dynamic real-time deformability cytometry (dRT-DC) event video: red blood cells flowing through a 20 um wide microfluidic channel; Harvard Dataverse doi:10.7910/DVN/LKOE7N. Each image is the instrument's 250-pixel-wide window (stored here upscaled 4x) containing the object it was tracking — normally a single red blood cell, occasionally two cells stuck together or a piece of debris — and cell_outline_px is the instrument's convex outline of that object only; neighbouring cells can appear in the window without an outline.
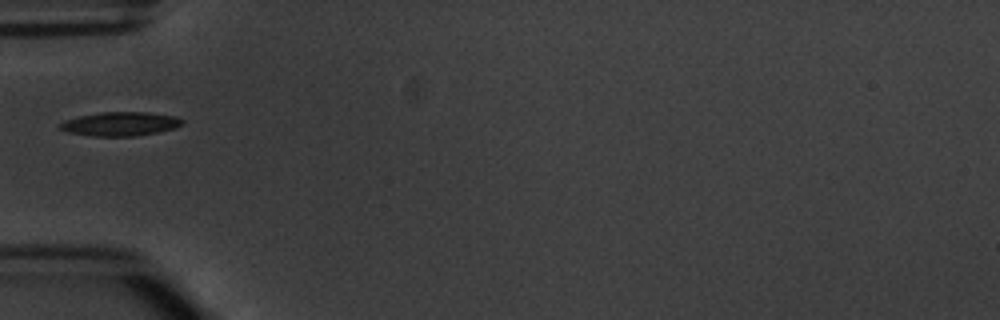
{"species": "common noctule bat (a hibernating species)", "species_latin": "Nyctalus noctula", "temperature_condition": "warm", "stored_images_in_passage": 3, "camera_frame_rate_fps": 3000, "um_per_image_px": 0.085, "animal": {"sex": "male", "body_mass_g": 20.1, "forearm_length_mm": 53.5}, "frame": {"image": 1, "passage_image": 2, "time_ms": 2.0, "image_size_px": [1000, 320], "cell_outline_px": [[184, 124], [176, 128], [136, 136], [92, 136], [68, 132], [56, 128], [56, 124], [64, 120], [80, 116], [100, 112], [148, 112], [176, 116], [184, 120]], "centroid_in_image_um": [10.2, 10.53], "position_along_channel_um": 74.8, "area_um2": 17.28}}